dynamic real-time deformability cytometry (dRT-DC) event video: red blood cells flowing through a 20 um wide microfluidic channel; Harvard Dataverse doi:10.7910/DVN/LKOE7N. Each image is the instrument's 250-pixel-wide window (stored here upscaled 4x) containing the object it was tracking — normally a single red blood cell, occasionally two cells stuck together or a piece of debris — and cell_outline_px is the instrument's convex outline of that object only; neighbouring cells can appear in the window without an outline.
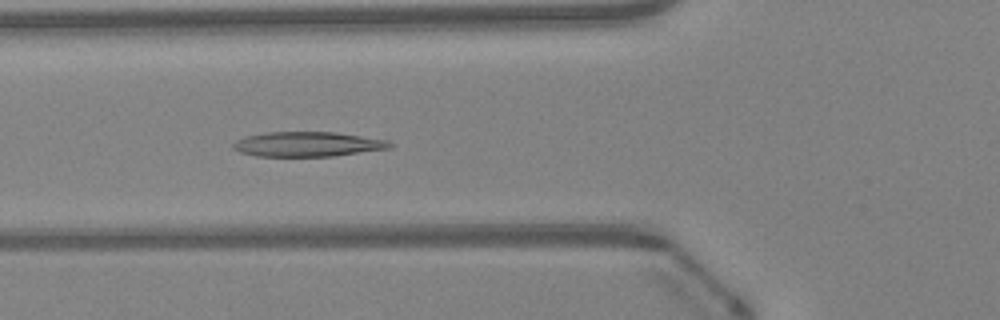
{"species": "Egyptian fruit bat (a non-hibernating species)", "species_latin": "Rousettus aegyptiacus", "temperature_condition": "warm", "stored_images_in_passage": 42, "camera_frame_rate_fps": 3000, "um_per_image_px": 0.085, "animal": {"sex": "female"}, "frame": {"image": 1, "passage_image": 12, "time_ms": 3.667, "image_size_px": [1000, 320], "cell_outline_px": [[396, 144], [392, 148], [332, 156], [256, 156], [240, 152], [232, 148], [232, 144], [236, 140], [244, 136], [268, 132], [336, 132], [388, 140]], "centroid_in_image_um": [26.17, 12.25], "position_along_channel_um": 99.6, "area_um2": 22.77}}
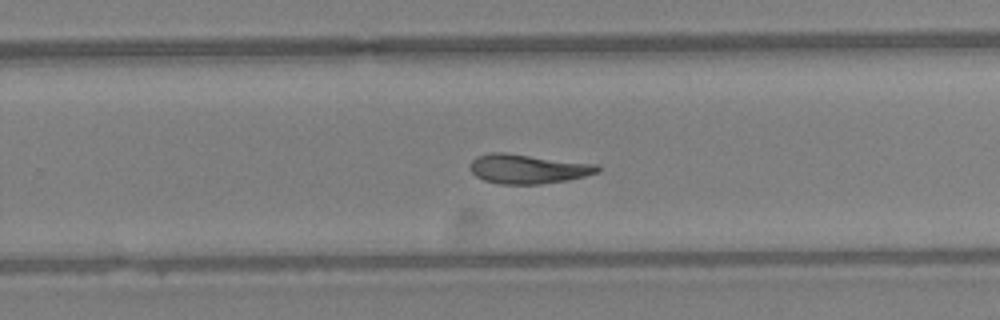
{"frame": {"image": 2, "passage_image": 25, "time_ms": 8.0, "image_size_px": [1000, 320], "cell_outline_px": [[600, 172], [568, 180], [540, 184], [500, 184], [484, 180], [476, 176], [472, 172], [468, 164], [476, 156], [492, 152], [504, 152], [596, 164], [600, 168]], "centroid_in_image_um": [44.84, 14.35], "position_along_channel_um": 285.0, "area_um2": 21.85}}
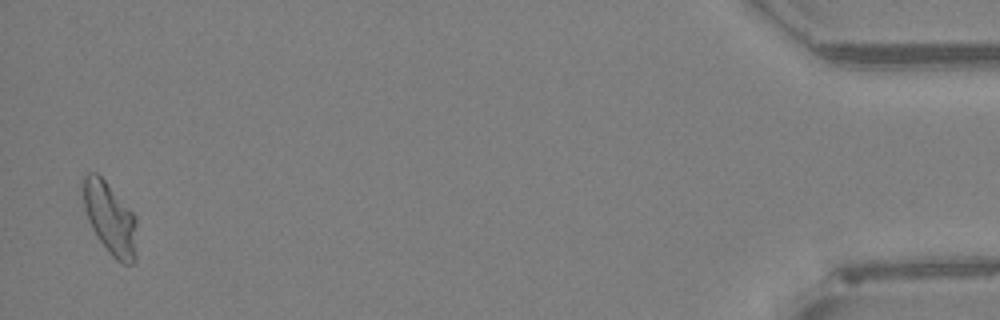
{"frame": {"image": 3, "passage_image": 41, "time_ms": 13.333, "image_size_px": [1000, 320], "cell_outline_px": [[136, 260], [132, 264], [124, 264], [116, 260], [112, 256], [96, 236], [92, 228], [84, 208], [84, 176], [88, 172], [96, 172], [104, 180], [136, 216]], "centroid_in_image_um": [9.38, 18.61], "position_along_channel_um": 425.8, "area_um2": 22.25}, "authors_computed_cell_mechanics": {"area_um2": 21.9351, "velocity_mm_per_s": 4.2899, "shape_relaxation_time_tau1_ms": null, "shape_relaxation_time_tau2_ms": 3.2479, "deformation_change_tau1": null, "deformation_change_tau2": 0.1091}}